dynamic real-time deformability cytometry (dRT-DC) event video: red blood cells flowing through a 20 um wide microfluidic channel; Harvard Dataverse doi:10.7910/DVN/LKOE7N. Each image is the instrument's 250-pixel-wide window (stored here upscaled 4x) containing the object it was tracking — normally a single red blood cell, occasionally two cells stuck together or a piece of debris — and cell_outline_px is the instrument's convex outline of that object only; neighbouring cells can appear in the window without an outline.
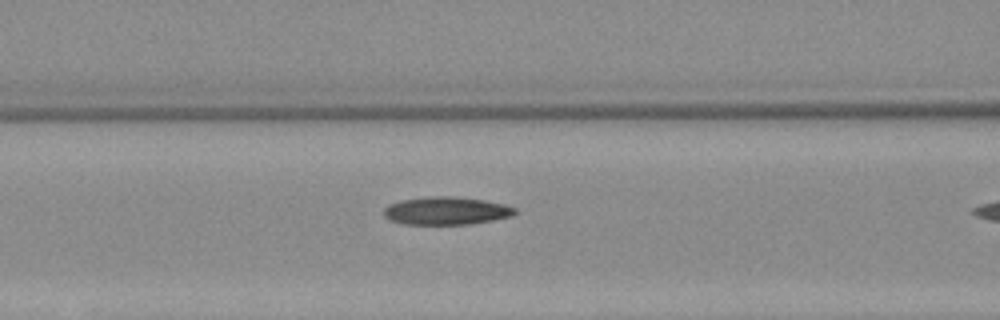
{"species": "Egyptian fruit bat (a non-hibernating species)", "species_latin": "Rousettus aegyptiacus", "temperature_condition": "warm", "stored_images_in_passage": 11, "camera_frame_rate_fps": 3000, "um_per_image_px": 0.085, "animal": {"sex": "female"}, "frame": {"image": 1, "passage_image": 10, "time_ms": 3.0, "image_size_px": [1000, 320], "cell_outline_px": [[516, 212], [512, 216], [492, 220], [468, 224], [404, 224], [388, 220], [384, 216], [384, 208], [388, 204], [400, 200], [428, 196], [452, 196], [484, 200], [504, 204], [516, 208]], "centroid_in_image_um": [37.89, 17.91], "position_along_channel_um": 128.7, "area_um2": 21.39}}